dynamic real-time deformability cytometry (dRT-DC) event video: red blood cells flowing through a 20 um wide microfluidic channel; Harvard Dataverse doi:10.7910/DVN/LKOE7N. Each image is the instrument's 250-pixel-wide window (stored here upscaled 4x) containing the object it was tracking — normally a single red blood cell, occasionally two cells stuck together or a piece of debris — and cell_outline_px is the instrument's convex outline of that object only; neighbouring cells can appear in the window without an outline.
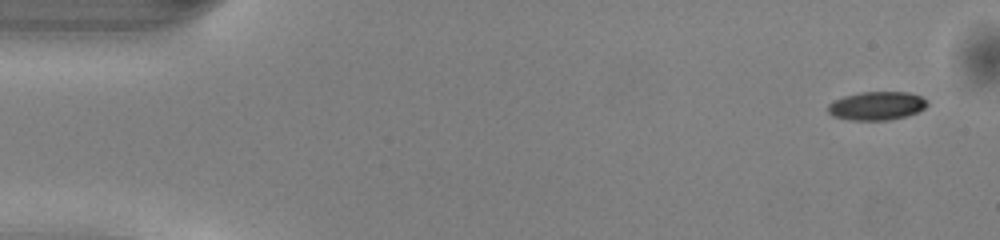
{"species": "common noctule bat (a hibernating species)", "species_latin": "Nyctalus noctula", "temperature_condition": "warm", "stored_images_in_passage": 49, "camera_frame_rate_fps": 3000, "um_per_image_px": 0.085, "animal": {"sex": "male", "body_mass_g": 13.0, "forearm_length_mm": 53.1}, "frame": {"image": 1, "passage_image": 1, "time_ms": 0.0, "image_size_px": [1000, 240], "cell_outline_px": [[928, 104], [924, 108], [916, 112], [904, 116], [888, 120], [852, 120], [832, 116], [828, 112], [828, 104], [832, 100], [844, 96], [860, 92], [908, 92], [920, 96], [928, 100]], "centroid_in_image_um": [74.49, 8.98], "position_along_channel_um": 10.5, "area_um2": 16.47}}
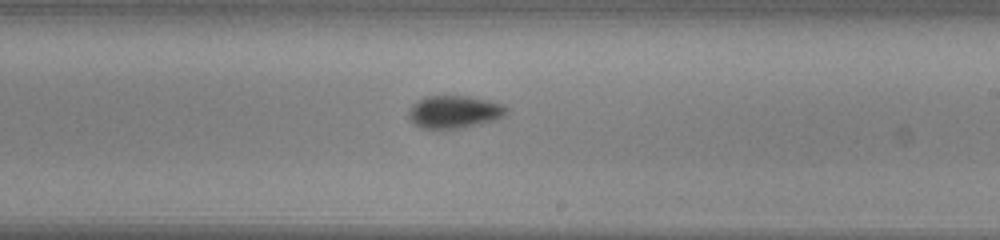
{"frame": {"image": 2, "passage_image": 28, "time_ms": 9.0, "image_size_px": [1000, 240], "cell_outline_px": [[508, 112], [496, 120], [464, 128], [420, 128], [408, 116], [408, 112], [412, 104], [416, 100], [424, 96], [468, 96], [488, 100], [504, 104], [508, 108]], "centroid_in_image_um": [38.63, 9.5], "position_along_channel_um": 250.4, "area_um2": 18.73}}
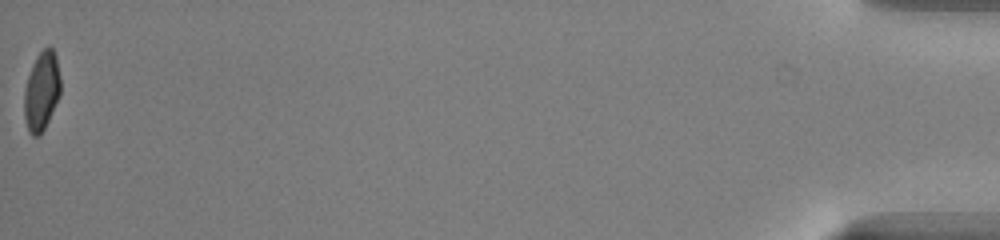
{"frame": {"image": 3, "passage_image": 49, "time_ms": 16.0, "image_size_px": [1000, 240], "cell_outline_px": [[60, 96], [40, 136], [32, 136], [28, 132], [24, 116], [24, 92], [28, 76], [32, 64], [36, 56], [44, 48], [52, 48], [56, 56], [60, 76]], "centroid_in_image_um": [3.53, 7.76], "position_along_channel_um": 431.7, "area_um2": 16.7}, "authors_computed_cell_mechanics": {"area_um2": 17.8024, "velocity_mm_per_s": 4.1041, "shape_relaxation_time_tau1_ms": 3.6936, "shape_relaxation_time_tau2_ms": 2.6683, "deformation_change_tau1": 0.1317, "deformation_change_tau2": 0.0706}}